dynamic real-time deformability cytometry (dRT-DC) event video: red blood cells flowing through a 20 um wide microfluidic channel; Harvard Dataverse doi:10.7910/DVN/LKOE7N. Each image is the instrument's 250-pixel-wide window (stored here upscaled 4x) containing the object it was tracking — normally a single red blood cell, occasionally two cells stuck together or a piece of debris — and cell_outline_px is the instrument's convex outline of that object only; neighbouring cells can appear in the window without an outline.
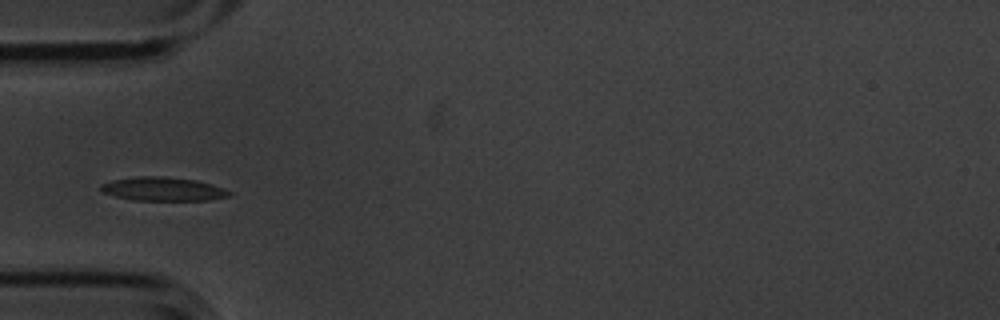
{"species": "common noctule bat (a hibernating species)", "species_latin": "Nyctalus noctula", "temperature_condition": "cold", "stored_images_in_passage": 6, "camera_frame_rate_fps": 3000, "um_per_image_px": 0.085, "animal": {"sex": "male", "body_mass_g": 20.1, "forearm_length_mm": 53.5}, "frame": {"image": 1, "passage_image": 5, "time_ms": 1.333, "image_size_px": [1000, 320], "cell_outline_px": [[232, 192], [228, 196], [212, 200], [132, 200], [116, 196], [104, 192], [100, 188], [100, 184], [112, 180], [136, 176], [164, 176], [196, 180], [212, 184]], "centroid_in_image_um": [13.85, 16.06], "position_along_channel_um": 71.1, "area_um2": 17.69}}
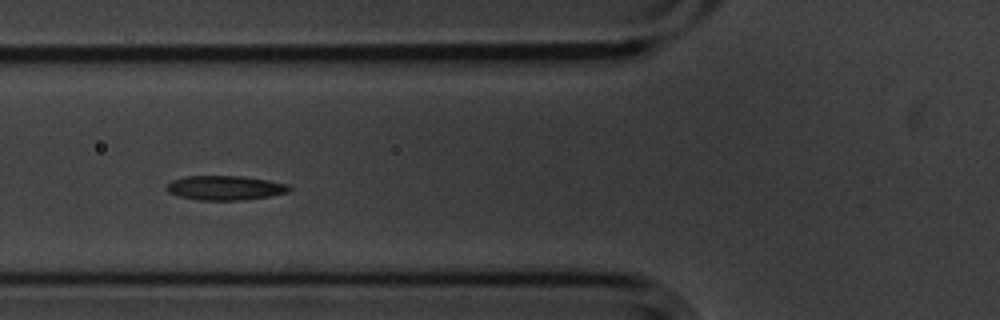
{"frame": {"image": 2, "passage_image": 6, "time_ms": 1.667, "image_size_px": [1000, 320], "cell_outline_px": [[292, 188], [288, 192], [268, 196], [244, 200], [196, 200], [180, 196], [168, 192], [164, 188], [172, 180], [184, 176], [244, 176], [268, 180], [288, 184]], "centroid_in_image_um": [19.12, 15.96], "position_along_channel_um": 106.7, "area_um2": 17.51}}